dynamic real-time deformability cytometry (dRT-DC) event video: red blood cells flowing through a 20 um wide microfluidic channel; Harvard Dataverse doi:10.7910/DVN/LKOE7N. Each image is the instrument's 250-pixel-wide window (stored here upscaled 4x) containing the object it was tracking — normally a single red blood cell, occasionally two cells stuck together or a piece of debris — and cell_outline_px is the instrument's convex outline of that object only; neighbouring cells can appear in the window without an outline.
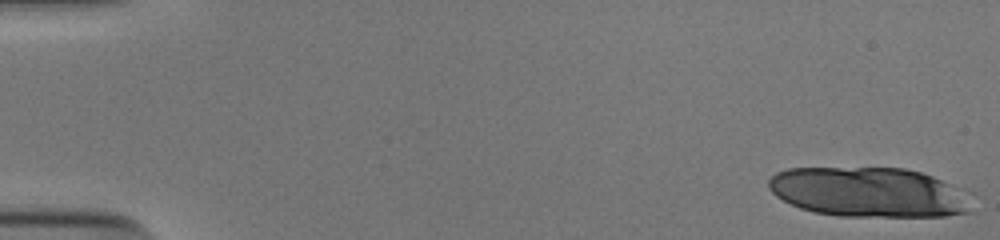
{"species": "human", "species_latin": "Homo sapiens", "temperature_condition": "cold", "stored_images_in_passage": 17, "camera_frame_rate_fps": 3000, "um_per_image_px": 0.085, "donor": {"sex": "male"}, "frame": {"image": 1, "passage_image": 1, "time_ms": 0.0, "image_size_px": [1000, 240], "cell_outline_px": [[972, 212], [944, 216], [840, 216], [816, 212], [800, 208], [776, 196], [768, 188], [768, 180], [776, 172], [788, 168], [904, 168], [920, 172], [932, 176], [948, 184]], "centroid_in_image_um": [73.66, 16.33], "position_along_channel_um": 11.3, "area_um2": 57.51}}